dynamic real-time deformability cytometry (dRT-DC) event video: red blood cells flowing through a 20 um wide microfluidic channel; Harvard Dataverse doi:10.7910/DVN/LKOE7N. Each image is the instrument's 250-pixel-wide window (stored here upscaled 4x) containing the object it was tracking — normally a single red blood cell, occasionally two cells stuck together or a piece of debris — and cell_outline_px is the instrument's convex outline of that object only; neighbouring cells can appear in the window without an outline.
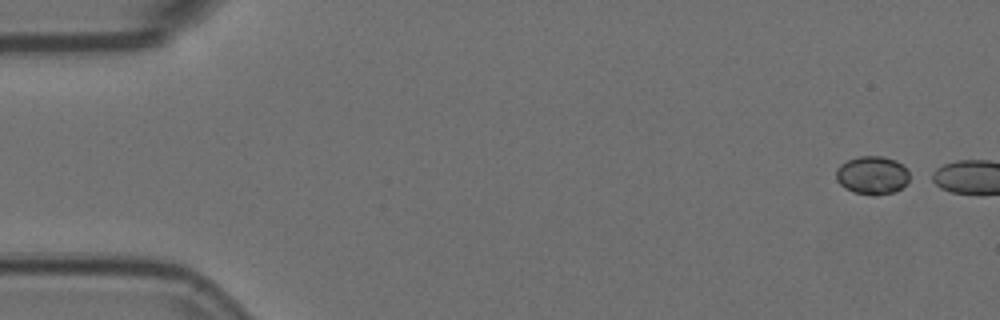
{"species": "Egyptian fruit bat (a non-hibernating species)", "species_latin": "Rousettus aegyptiacus", "temperature_condition": "room temperature", "stored_images_in_passage": 2, "camera_frame_rate_fps": 3000, "um_per_image_px": 0.085, "animal": {"sex": "female"}, "frame": {"image": 1, "passage_image": 1, "time_ms": 0.0, "image_size_px": [1000, 320], "cell_outline_px": [[908, 180], [896, 192], [876, 196], [872, 196], [852, 192], [844, 188], [836, 180], [836, 168], [840, 164], [848, 160], [860, 156], [884, 156], [896, 160], [908, 172]], "centroid_in_image_um": [74.1, 14.91], "position_along_channel_um": 10.9, "area_um2": 16.47}}